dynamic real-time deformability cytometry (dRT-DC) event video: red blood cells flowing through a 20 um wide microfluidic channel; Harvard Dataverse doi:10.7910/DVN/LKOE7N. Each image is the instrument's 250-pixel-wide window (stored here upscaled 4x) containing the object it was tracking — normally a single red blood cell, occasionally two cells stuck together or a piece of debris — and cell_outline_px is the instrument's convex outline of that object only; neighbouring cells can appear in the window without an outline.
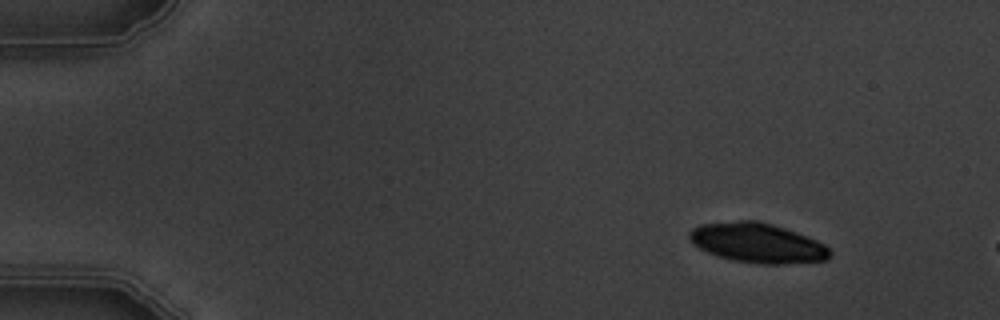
{"species": "common noctule bat (a hibernating species)", "species_latin": "Nyctalus noctula", "temperature_condition": "warm", "stored_images_in_passage": 5, "camera_frame_rate_fps": 3000, "um_per_image_px": 0.085, "animal": {"sex": "male", "body_mass_g": 19.5, "forearm_length_mm": 54.6}, "frame": {"image": 1, "passage_image": 2, "time_ms": 1.333, "image_size_px": [1000, 320], "cell_outline_px": [[832, 256], [828, 260], [784, 264], [756, 264], [732, 260], [716, 256], [692, 244], [688, 236], [688, 232], [692, 228], [700, 224], [740, 220], [756, 220], [772, 224], [796, 232], [816, 240], [824, 244], [832, 252]], "centroid_in_image_um": [64.37, 20.65], "position_along_channel_um": 20.6, "area_um2": 32.77}}